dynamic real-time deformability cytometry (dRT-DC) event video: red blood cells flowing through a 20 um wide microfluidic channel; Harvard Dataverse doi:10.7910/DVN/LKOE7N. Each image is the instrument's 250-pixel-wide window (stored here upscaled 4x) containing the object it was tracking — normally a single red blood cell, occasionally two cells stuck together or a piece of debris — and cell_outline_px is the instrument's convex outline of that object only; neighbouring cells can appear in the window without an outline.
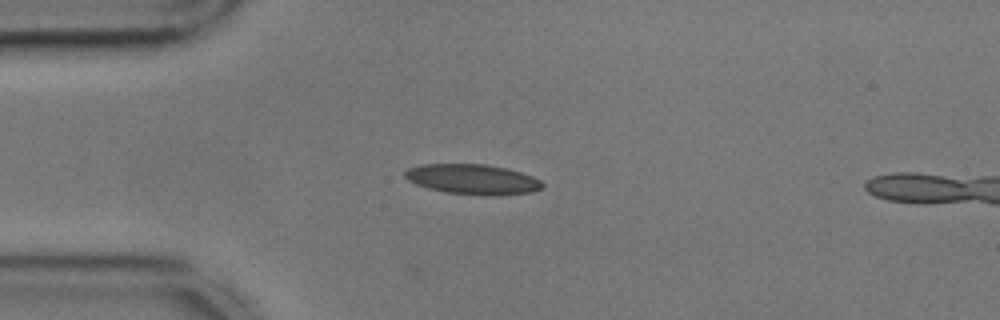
{"species": "common noctule bat (a hibernating species)", "species_latin": "Nyctalus noctula", "temperature_condition": "cold", "stored_images_in_passage": 34, "camera_frame_rate_fps": 3000, "um_per_image_px": 0.085, "animal": {"sex": "male", "body_mass_g": 17.9, "forearm_length_mm": 54.2}, "frame": {"image": 1, "passage_image": 1, "time_ms": 0.0, "image_size_px": [1000, 320], "cell_outline_px": [[544, 188], [532, 192], [500, 196], [492, 196], [448, 192], [428, 188], [416, 184], [408, 180], [404, 176], [404, 172], [408, 168], [420, 164], [484, 164], [504, 168], [520, 172], [532, 176], [540, 180], [544, 184]], "centroid_in_image_um": [40.19, 15.24], "position_along_channel_um": 44.8, "area_um2": 24.16}}
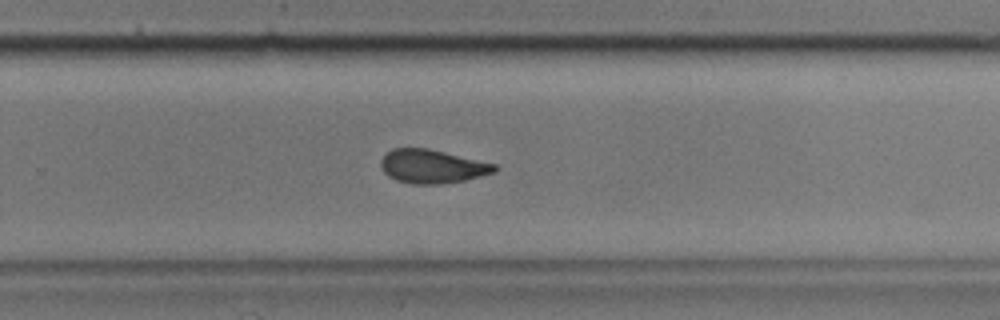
{"frame": {"image": 2, "passage_image": 23, "time_ms": 7.333, "image_size_px": [1000, 320], "cell_outline_px": [[496, 172], [464, 180], [440, 184], [412, 184], [396, 180], [388, 176], [384, 172], [380, 164], [380, 160], [392, 148], [428, 148], [496, 164]], "centroid_in_image_um": [36.72, 14.14], "position_along_channel_um": 293.1, "area_um2": 22.2}}
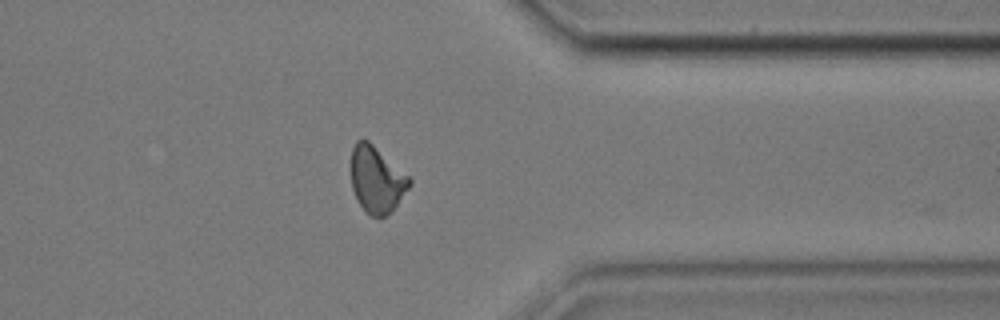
{"frame": {"image": 3, "passage_image": 31, "time_ms": 10.0, "image_size_px": [1000, 320], "cell_outline_px": [[412, 184], [392, 212], [384, 216], [372, 216], [356, 200], [352, 188], [352, 148], [356, 140], [368, 140], [408, 176], [412, 180]], "centroid_in_image_um": [32.03, 15.28], "position_along_channel_um": 379.4, "area_um2": 22.25}, "authors_computed_cell_mechanics": {"area_um2": 22.8888, "velocity_mm_per_s": 3.5791, "shape_relaxation_time_tau1_ms": 6.0096, "shape_relaxation_time_tau2_ms": 2.0705, "deformation_change_tau1": 0.1458, "deformation_change_tau2": 0.0816}}